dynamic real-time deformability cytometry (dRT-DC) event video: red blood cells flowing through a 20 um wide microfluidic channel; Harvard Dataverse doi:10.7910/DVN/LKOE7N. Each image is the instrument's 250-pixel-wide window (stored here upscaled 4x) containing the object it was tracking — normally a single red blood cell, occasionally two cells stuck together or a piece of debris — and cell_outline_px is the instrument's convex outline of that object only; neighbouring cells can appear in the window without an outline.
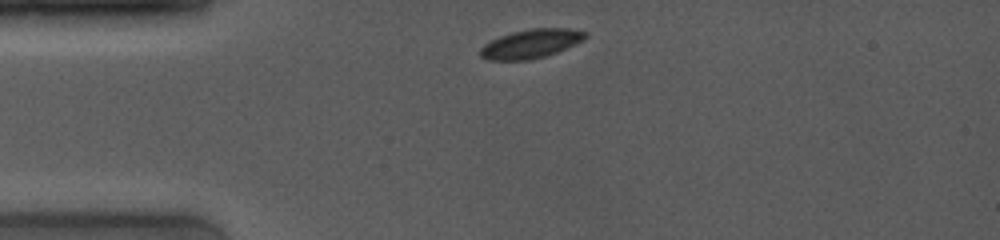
{"species": "common noctule bat (a hibernating species)", "species_latin": "Nyctalus noctula", "temperature_condition": "room temperature", "stored_images_in_passage": 9, "camera_frame_rate_fps": 4000, "um_per_image_px": 0.085, "animal": {"sex": "female", "body_mass_g": 19.0, "forearm_length_mm": 53.3}, "frame": {"image": 1, "passage_image": 1, "time_ms": 0.0, "image_size_px": [1000, 240], "cell_outline_px": [[588, 36], [584, 40], [556, 52], [544, 56], [528, 60], [488, 60], [480, 56], [480, 48], [484, 44], [500, 36], [512, 32], [532, 28], [568, 28], [588, 32]], "centroid_in_image_um": [45.14, 3.71], "position_along_channel_um": 39.9, "area_um2": 17.63}}
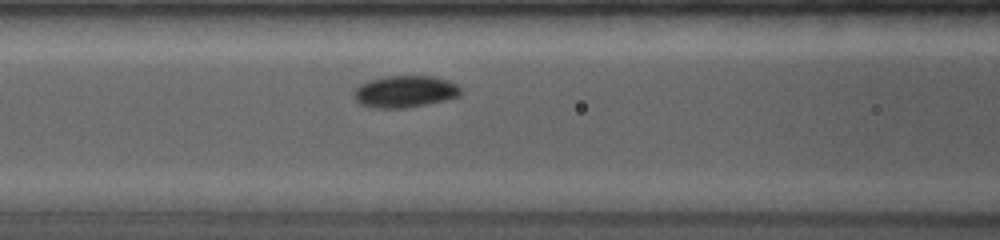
{"frame": {"image": 2, "passage_image": 7, "time_ms": 3.0, "image_size_px": [1000, 240], "cell_outline_px": [[460, 96], [448, 100], [428, 104], [404, 108], [376, 108], [360, 104], [356, 100], [356, 88], [360, 84], [368, 80], [384, 76], [432, 76], [448, 80], [456, 84], [460, 88]], "centroid_in_image_um": [34.45, 7.78], "position_along_channel_um": 132.1, "area_um2": 19.83}}